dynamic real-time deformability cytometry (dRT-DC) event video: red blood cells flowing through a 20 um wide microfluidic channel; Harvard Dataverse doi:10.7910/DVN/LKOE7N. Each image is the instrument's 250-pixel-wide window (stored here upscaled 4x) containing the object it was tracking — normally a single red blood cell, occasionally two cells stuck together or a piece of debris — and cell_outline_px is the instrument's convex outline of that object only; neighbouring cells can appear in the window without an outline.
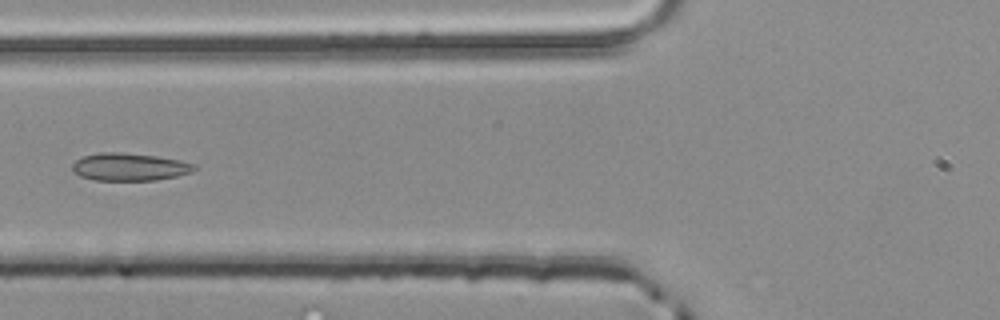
{"species": "common noctule bat (a hibernating species)", "species_latin": "Nyctalus noctula", "temperature_condition": "room temperature", "stored_images_in_passage": 5, "camera_frame_rate_fps": 3000, "um_per_image_px": 0.085, "animal": {"sex": "male", "body_mass_g": 20.4}, "frame": {"image": 1, "passage_image": 5, "time_ms": 1.333, "image_size_px": [1000, 320], "cell_outline_px": [[196, 168], [192, 172], [176, 176], [156, 180], [96, 180], [80, 176], [72, 172], [72, 164], [76, 160], [84, 156], [100, 152], [120, 152], [156, 156], [180, 160], [196, 164]], "centroid_in_image_um": [11.0, 14.18], "position_along_channel_um": 114.8, "area_um2": 19.65}}